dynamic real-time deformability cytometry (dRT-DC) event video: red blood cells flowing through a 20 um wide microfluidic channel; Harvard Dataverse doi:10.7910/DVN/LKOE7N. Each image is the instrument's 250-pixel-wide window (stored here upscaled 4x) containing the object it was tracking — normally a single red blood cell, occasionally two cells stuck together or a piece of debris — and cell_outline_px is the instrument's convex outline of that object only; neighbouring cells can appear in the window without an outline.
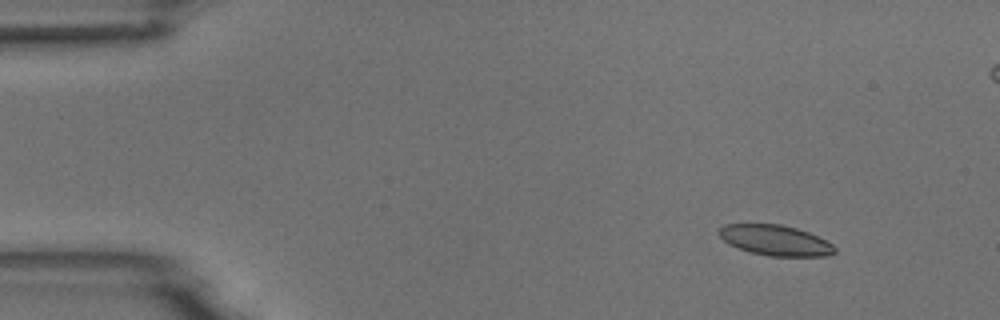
{"species": "common noctule bat (a hibernating species)", "species_latin": "Nyctalus noctula", "temperature_condition": "room temperature", "stored_images_in_passage": 5, "segment_of_instrument_passage": [1, 2], "camera_frame_rate_fps": 3000, "um_per_image_px": 0.085, "animal": {"sex": "male", "body_mass_g": 18.8}, "frame": {"image": 1, "passage_image": 2, "time_ms": 1.0, "image_size_px": [1000, 320], "cell_outline_px": [[836, 252], [828, 256], [768, 256], [752, 252], [728, 244], [720, 236], [720, 228], [724, 224], [780, 224], [796, 228], [808, 232], [832, 244], [836, 248]], "centroid_in_image_um": [65.92, 20.43], "position_along_channel_um": 19.1, "area_um2": 20.29}}